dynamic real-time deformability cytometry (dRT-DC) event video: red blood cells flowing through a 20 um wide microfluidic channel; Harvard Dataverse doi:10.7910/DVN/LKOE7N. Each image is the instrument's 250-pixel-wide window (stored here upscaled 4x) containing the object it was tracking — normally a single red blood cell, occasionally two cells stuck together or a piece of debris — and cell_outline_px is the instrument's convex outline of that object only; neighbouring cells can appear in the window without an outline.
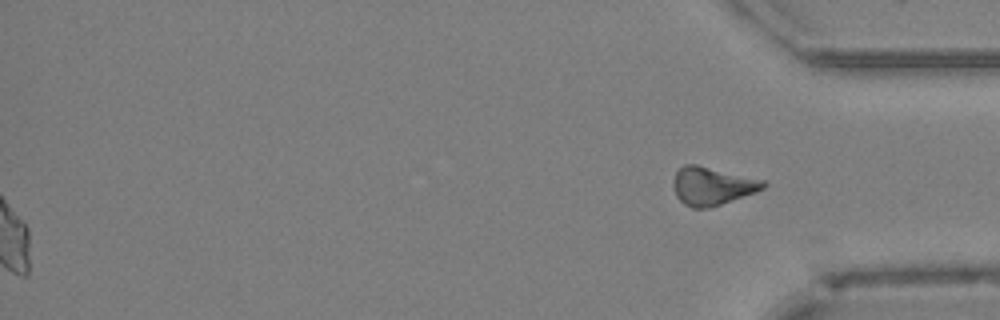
{"species": "Egyptian fruit bat (a non-hibernating species)", "species_latin": "Rousettus aegyptiacus", "temperature_condition": "cold", "stored_images_in_passage": 46, "segment_of_instrument_passage": [2, 2], "camera_frame_rate_fps": 3000, "um_per_image_px": 0.085, "animal": {"sex": "female"}, "frame": {"image": 1, "passage_image": 46, "time_ms": 15.0, "image_size_px": [1000, 320], "cell_outline_px": [[768, 184], [764, 188], [756, 192], [708, 208], [692, 208], [684, 204], [676, 196], [672, 184], [672, 180], [676, 172], [684, 164], [696, 164], [764, 180]], "centroid_in_image_um": [60.51, 15.8], "position_along_channel_um": 374.7, "area_um2": 19.94}}